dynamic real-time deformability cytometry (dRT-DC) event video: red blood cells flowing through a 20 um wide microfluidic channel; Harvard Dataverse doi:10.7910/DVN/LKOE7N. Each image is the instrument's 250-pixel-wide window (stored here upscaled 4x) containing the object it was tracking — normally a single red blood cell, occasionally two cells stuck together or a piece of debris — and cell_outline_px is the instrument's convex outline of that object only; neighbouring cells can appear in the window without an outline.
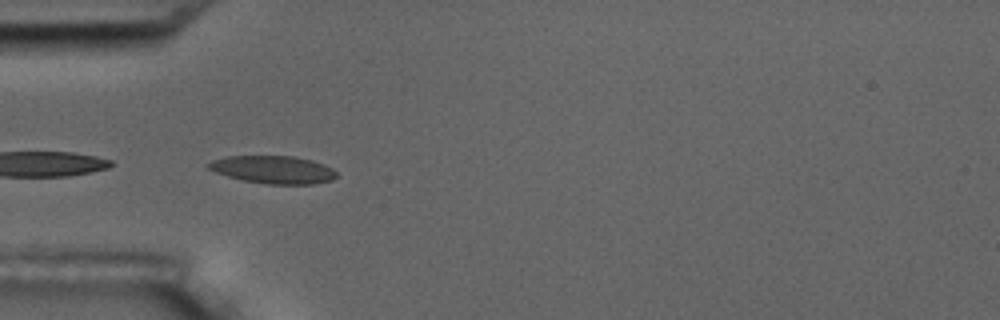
{"species": "common noctule bat (a hibernating species)", "species_latin": "Nyctalus noctula", "temperature_condition": "room temperature", "stored_images_in_passage": 6, "camera_frame_rate_fps": 3000, "um_per_image_px": 0.085, "animal": {"sex": "male", "body_mass_g": 17.5, "forearm_length_mm": 52.3}, "frame": {"image": 1, "passage_image": 5, "time_ms": 4.667, "image_size_px": [1000, 320], "cell_outline_px": [[336, 176], [332, 180], [312, 184], [268, 184], [244, 180], [228, 176], [216, 172], [208, 168], [204, 164], [212, 160], [228, 156], [292, 156], [312, 160], [324, 164], [332, 168], [336, 172]], "centroid_in_image_um": [23.22, 14.41], "position_along_channel_um": 61.8, "area_um2": 20.63}}